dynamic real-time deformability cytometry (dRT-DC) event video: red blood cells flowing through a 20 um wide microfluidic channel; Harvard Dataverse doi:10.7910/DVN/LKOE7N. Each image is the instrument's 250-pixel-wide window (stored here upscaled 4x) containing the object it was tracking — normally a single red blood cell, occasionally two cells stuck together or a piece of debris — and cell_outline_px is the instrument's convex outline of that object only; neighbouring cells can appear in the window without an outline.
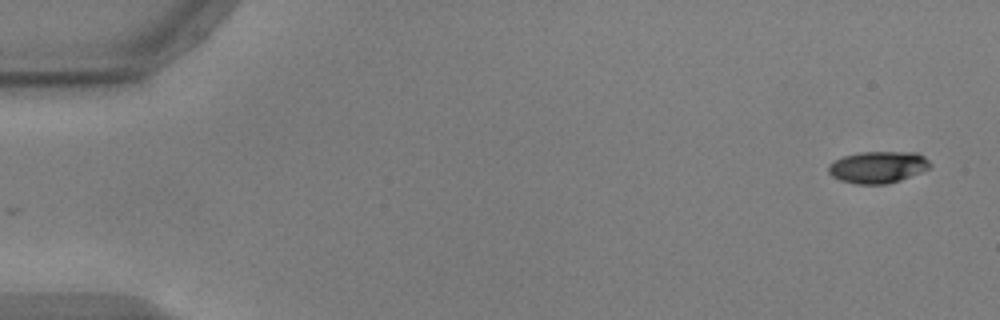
{"species": "common noctule bat (a hibernating species)", "species_latin": "Nyctalus noctula", "temperature_condition": "warm", "stored_images_in_passage": 53, "camera_frame_rate_fps": 3000, "um_per_image_px": 0.085, "animal": {"sex": "male", "body_mass_g": 17.9, "forearm_length_mm": 54.2}, "frame": {"image": 1, "passage_image": 1, "time_ms": 0.0, "image_size_px": [1000, 320], "cell_outline_px": [[932, 164], [928, 168], [920, 172], [900, 180], [888, 184], [856, 184], [840, 180], [832, 176], [828, 172], [828, 164], [832, 160], [844, 156], [860, 152], [916, 152], [924, 156]], "centroid_in_image_um": [74.59, 14.2], "position_along_channel_um": 10.4, "area_um2": 18.9}}
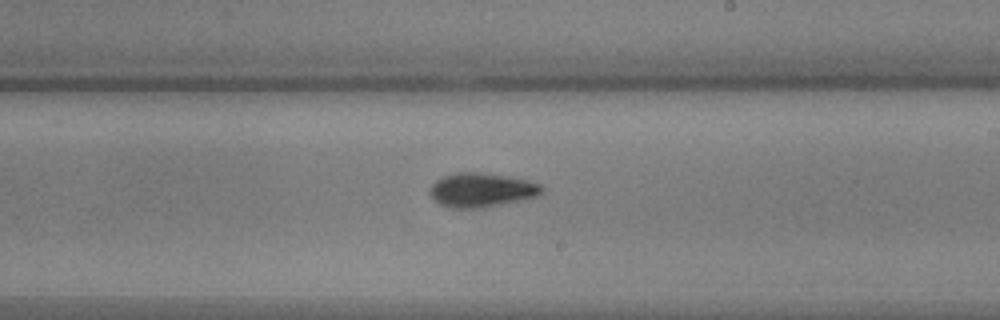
{"frame": {"image": 2, "passage_image": 31, "time_ms": 10.0, "image_size_px": [1000, 320], "cell_outline_px": [[544, 192], [536, 196], [484, 208], [452, 208], [440, 204], [428, 192], [428, 188], [436, 180], [444, 176], [456, 172], [480, 172], [508, 176], [528, 180], [540, 184], [544, 188]], "centroid_in_image_um": [40.92, 16.14], "position_along_channel_um": 248.1, "area_um2": 22.31}}
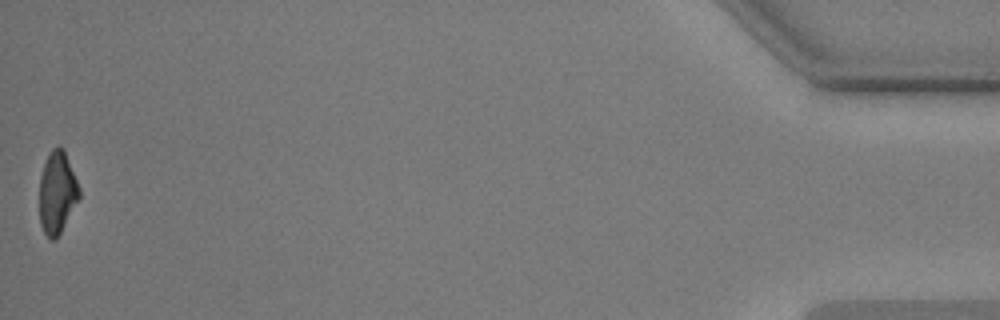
{"frame": {"image": 3, "passage_image": 53, "time_ms": 17.333, "image_size_px": [1000, 320], "cell_outline_px": [[80, 196], [60, 232], [52, 240], [48, 240], [40, 224], [40, 176], [44, 164], [52, 148], [64, 148], [80, 188]], "centroid_in_image_um": [4.86, 16.36], "position_along_channel_um": 430.3, "area_um2": 18.73}, "authors_computed_cell_mechanics": {"area_um2": 20.2878, "velocity_mm_per_s": 3.7309, "shape_relaxation_time_tau1_ms": 3.2179, "shape_relaxation_time_tau2_ms": 4.9225, "deformation_change_tau1": 0.126, "deformation_change_tau2": 0.1206}}